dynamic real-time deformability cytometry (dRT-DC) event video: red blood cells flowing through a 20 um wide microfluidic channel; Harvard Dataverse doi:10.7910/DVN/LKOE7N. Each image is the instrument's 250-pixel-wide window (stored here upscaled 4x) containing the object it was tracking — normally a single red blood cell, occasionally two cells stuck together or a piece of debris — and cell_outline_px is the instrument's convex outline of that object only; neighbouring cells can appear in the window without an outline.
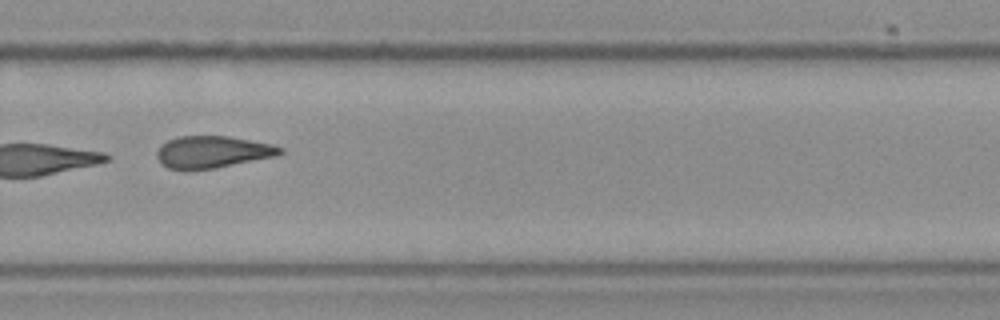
{"species": "Egyptian fruit bat (a non-hibernating species)", "species_latin": "Rousettus aegyptiacus", "temperature_condition": "cold", "stored_images_in_passage": 10, "camera_frame_rate_fps": 3000, "um_per_image_px": 0.085, "frame": {"image": 1, "passage_image": 7, "time_ms": 2.0, "image_size_px": [1000, 320], "cell_outline_px": [[284, 152], [280, 156], [216, 168], [184, 172], [168, 168], [156, 156], [156, 152], [160, 144], [168, 140], [180, 136], [228, 136], [272, 144], [284, 148]], "centroid_in_image_um": [18.08, 12.94], "position_along_channel_um": 311.7, "area_um2": 23.58}}